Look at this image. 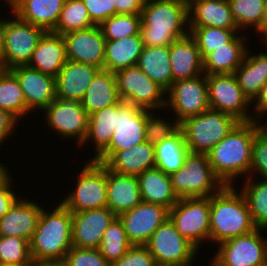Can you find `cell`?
I'll return each mask as SVG.
<instances>
[{"instance_id": "1", "label": "cell", "mask_w": 267, "mask_h": 266, "mask_svg": "<svg viewBox=\"0 0 267 266\" xmlns=\"http://www.w3.org/2000/svg\"><path fill=\"white\" fill-rule=\"evenodd\" d=\"M188 15V2L185 0H145L140 15L143 45L169 46L188 36L183 29L189 24Z\"/></svg>"}, {"instance_id": "2", "label": "cell", "mask_w": 267, "mask_h": 266, "mask_svg": "<svg viewBox=\"0 0 267 266\" xmlns=\"http://www.w3.org/2000/svg\"><path fill=\"white\" fill-rule=\"evenodd\" d=\"M259 132L257 122H239L207 154L216 177L223 185H232L231 181L239 174L250 173L252 145Z\"/></svg>"}, {"instance_id": "3", "label": "cell", "mask_w": 267, "mask_h": 266, "mask_svg": "<svg viewBox=\"0 0 267 266\" xmlns=\"http://www.w3.org/2000/svg\"><path fill=\"white\" fill-rule=\"evenodd\" d=\"M215 191L210 196V241L222 243L257 229L242 192L231 185Z\"/></svg>"}, {"instance_id": "4", "label": "cell", "mask_w": 267, "mask_h": 266, "mask_svg": "<svg viewBox=\"0 0 267 266\" xmlns=\"http://www.w3.org/2000/svg\"><path fill=\"white\" fill-rule=\"evenodd\" d=\"M72 246V213L62 203L51 214L42 209L30 240L32 261L65 259Z\"/></svg>"}, {"instance_id": "5", "label": "cell", "mask_w": 267, "mask_h": 266, "mask_svg": "<svg viewBox=\"0 0 267 266\" xmlns=\"http://www.w3.org/2000/svg\"><path fill=\"white\" fill-rule=\"evenodd\" d=\"M238 123L224 112L209 109L182 121L180 129L190 152L208 154Z\"/></svg>"}, {"instance_id": "6", "label": "cell", "mask_w": 267, "mask_h": 266, "mask_svg": "<svg viewBox=\"0 0 267 266\" xmlns=\"http://www.w3.org/2000/svg\"><path fill=\"white\" fill-rule=\"evenodd\" d=\"M170 179L178 198L210 197L216 193L213 188L220 190L224 186L214 174L208 155L193 152H189L184 165Z\"/></svg>"}, {"instance_id": "7", "label": "cell", "mask_w": 267, "mask_h": 266, "mask_svg": "<svg viewBox=\"0 0 267 266\" xmlns=\"http://www.w3.org/2000/svg\"><path fill=\"white\" fill-rule=\"evenodd\" d=\"M61 203L71 213L107 207V167L91 160L82 169L75 191Z\"/></svg>"}, {"instance_id": "8", "label": "cell", "mask_w": 267, "mask_h": 266, "mask_svg": "<svg viewBox=\"0 0 267 266\" xmlns=\"http://www.w3.org/2000/svg\"><path fill=\"white\" fill-rule=\"evenodd\" d=\"M145 246L153 255L157 266H191L198 250L177 231L170 218L159 226Z\"/></svg>"}, {"instance_id": "9", "label": "cell", "mask_w": 267, "mask_h": 266, "mask_svg": "<svg viewBox=\"0 0 267 266\" xmlns=\"http://www.w3.org/2000/svg\"><path fill=\"white\" fill-rule=\"evenodd\" d=\"M177 231L199 248L203 239L210 240V197H183L169 210Z\"/></svg>"}, {"instance_id": "10", "label": "cell", "mask_w": 267, "mask_h": 266, "mask_svg": "<svg viewBox=\"0 0 267 266\" xmlns=\"http://www.w3.org/2000/svg\"><path fill=\"white\" fill-rule=\"evenodd\" d=\"M115 127L109 146L94 161L105 164L117 151L146 141V109L121 101Z\"/></svg>"}, {"instance_id": "11", "label": "cell", "mask_w": 267, "mask_h": 266, "mask_svg": "<svg viewBox=\"0 0 267 266\" xmlns=\"http://www.w3.org/2000/svg\"><path fill=\"white\" fill-rule=\"evenodd\" d=\"M120 99L139 108L153 110L166 107V91L148 77L137 65L115 73Z\"/></svg>"}, {"instance_id": "12", "label": "cell", "mask_w": 267, "mask_h": 266, "mask_svg": "<svg viewBox=\"0 0 267 266\" xmlns=\"http://www.w3.org/2000/svg\"><path fill=\"white\" fill-rule=\"evenodd\" d=\"M6 22L4 47L0 57V69L27 65L43 34V28L23 21L17 15Z\"/></svg>"}, {"instance_id": "13", "label": "cell", "mask_w": 267, "mask_h": 266, "mask_svg": "<svg viewBox=\"0 0 267 266\" xmlns=\"http://www.w3.org/2000/svg\"><path fill=\"white\" fill-rule=\"evenodd\" d=\"M210 109L224 112L238 122H254L247 115L250 100L243 94L234 74L206 75Z\"/></svg>"}, {"instance_id": "14", "label": "cell", "mask_w": 267, "mask_h": 266, "mask_svg": "<svg viewBox=\"0 0 267 266\" xmlns=\"http://www.w3.org/2000/svg\"><path fill=\"white\" fill-rule=\"evenodd\" d=\"M261 228L220 243L214 260L220 266H259L267 261V238Z\"/></svg>"}, {"instance_id": "15", "label": "cell", "mask_w": 267, "mask_h": 266, "mask_svg": "<svg viewBox=\"0 0 267 266\" xmlns=\"http://www.w3.org/2000/svg\"><path fill=\"white\" fill-rule=\"evenodd\" d=\"M200 76L174 82L166 91V107L173 108L179 123L210 109L206 75Z\"/></svg>"}, {"instance_id": "16", "label": "cell", "mask_w": 267, "mask_h": 266, "mask_svg": "<svg viewBox=\"0 0 267 266\" xmlns=\"http://www.w3.org/2000/svg\"><path fill=\"white\" fill-rule=\"evenodd\" d=\"M132 245H146L152 234L169 218V209L158 204L141 202L118 216Z\"/></svg>"}, {"instance_id": "17", "label": "cell", "mask_w": 267, "mask_h": 266, "mask_svg": "<svg viewBox=\"0 0 267 266\" xmlns=\"http://www.w3.org/2000/svg\"><path fill=\"white\" fill-rule=\"evenodd\" d=\"M46 121L52 129L65 137H77L81 145L88 132L89 114L81 102L56 98L44 109Z\"/></svg>"}, {"instance_id": "18", "label": "cell", "mask_w": 267, "mask_h": 266, "mask_svg": "<svg viewBox=\"0 0 267 266\" xmlns=\"http://www.w3.org/2000/svg\"><path fill=\"white\" fill-rule=\"evenodd\" d=\"M67 60L103 69L106 40L100 26H92L62 35Z\"/></svg>"}, {"instance_id": "19", "label": "cell", "mask_w": 267, "mask_h": 266, "mask_svg": "<svg viewBox=\"0 0 267 266\" xmlns=\"http://www.w3.org/2000/svg\"><path fill=\"white\" fill-rule=\"evenodd\" d=\"M116 217L108 207L72 213L73 247L98 249L105 230Z\"/></svg>"}, {"instance_id": "20", "label": "cell", "mask_w": 267, "mask_h": 266, "mask_svg": "<svg viewBox=\"0 0 267 266\" xmlns=\"http://www.w3.org/2000/svg\"><path fill=\"white\" fill-rule=\"evenodd\" d=\"M9 70L19 81L29 111L37 107L44 110L56 99L55 77L27 65H18Z\"/></svg>"}, {"instance_id": "21", "label": "cell", "mask_w": 267, "mask_h": 266, "mask_svg": "<svg viewBox=\"0 0 267 266\" xmlns=\"http://www.w3.org/2000/svg\"><path fill=\"white\" fill-rule=\"evenodd\" d=\"M99 70L89 64L67 60L55 77L56 98L81 102Z\"/></svg>"}, {"instance_id": "22", "label": "cell", "mask_w": 267, "mask_h": 266, "mask_svg": "<svg viewBox=\"0 0 267 266\" xmlns=\"http://www.w3.org/2000/svg\"><path fill=\"white\" fill-rule=\"evenodd\" d=\"M42 209L33 201L17 199L0 219V236H17L30 242Z\"/></svg>"}, {"instance_id": "23", "label": "cell", "mask_w": 267, "mask_h": 266, "mask_svg": "<svg viewBox=\"0 0 267 266\" xmlns=\"http://www.w3.org/2000/svg\"><path fill=\"white\" fill-rule=\"evenodd\" d=\"M141 202L137 176L119 174L107 168V207L118 217Z\"/></svg>"}, {"instance_id": "24", "label": "cell", "mask_w": 267, "mask_h": 266, "mask_svg": "<svg viewBox=\"0 0 267 266\" xmlns=\"http://www.w3.org/2000/svg\"><path fill=\"white\" fill-rule=\"evenodd\" d=\"M14 15L46 32L57 25L65 0H6Z\"/></svg>"}, {"instance_id": "25", "label": "cell", "mask_w": 267, "mask_h": 266, "mask_svg": "<svg viewBox=\"0 0 267 266\" xmlns=\"http://www.w3.org/2000/svg\"><path fill=\"white\" fill-rule=\"evenodd\" d=\"M188 12L189 27L238 29L228 0H190Z\"/></svg>"}, {"instance_id": "26", "label": "cell", "mask_w": 267, "mask_h": 266, "mask_svg": "<svg viewBox=\"0 0 267 266\" xmlns=\"http://www.w3.org/2000/svg\"><path fill=\"white\" fill-rule=\"evenodd\" d=\"M66 61L65 42L62 35L47 31L40 38L27 66L56 77Z\"/></svg>"}, {"instance_id": "27", "label": "cell", "mask_w": 267, "mask_h": 266, "mask_svg": "<svg viewBox=\"0 0 267 266\" xmlns=\"http://www.w3.org/2000/svg\"><path fill=\"white\" fill-rule=\"evenodd\" d=\"M169 57L173 83L204 73L200 51L190 34L169 45Z\"/></svg>"}, {"instance_id": "28", "label": "cell", "mask_w": 267, "mask_h": 266, "mask_svg": "<svg viewBox=\"0 0 267 266\" xmlns=\"http://www.w3.org/2000/svg\"><path fill=\"white\" fill-rule=\"evenodd\" d=\"M104 165L119 174L138 176L155 168L154 145L144 141L129 149L117 151Z\"/></svg>"}, {"instance_id": "29", "label": "cell", "mask_w": 267, "mask_h": 266, "mask_svg": "<svg viewBox=\"0 0 267 266\" xmlns=\"http://www.w3.org/2000/svg\"><path fill=\"white\" fill-rule=\"evenodd\" d=\"M121 101L115 73L101 69L87 87L81 105L90 115L105 107L119 104Z\"/></svg>"}, {"instance_id": "30", "label": "cell", "mask_w": 267, "mask_h": 266, "mask_svg": "<svg viewBox=\"0 0 267 266\" xmlns=\"http://www.w3.org/2000/svg\"><path fill=\"white\" fill-rule=\"evenodd\" d=\"M143 202L162 205L169 210L178 202L170 176L160 169L152 168L137 176Z\"/></svg>"}, {"instance_id": "31", "label": "cell", "mask_w": 267, "mask_h": 266, "mask_svg": "<svg viewBox=\"0 0 267 266\" xmlns=\"http://www.w3.org/2000/svg\"><path fill=\"white\" fill-rule=\"evenodd\" d=\"M143 48L140 33L117 40H106L103 69L116 73L135 66Z\"/></svg>"}, {"instance_id": "32", "label": "cell", "mask_w": 267, "mask_h": 266, "mask_svg": "<svg viewBox=\"0 0 267 266\" xmlns=\"http://www.w3.org/2000/svg\"><path fill=\"white\" fill-rule=\"evenodd\" d=\"M245 47L242 37L237 35L230 43L224 44V47L212 51L203 60L204 74H234L248 51Z\"/></svg>"}, {"instance_id": "33", "label": "cell", "mask_w": 267, "mask_h": 266, "mask_svg": "<svg viewBox=\"0 0 267 266\" xmlns=\"http://www.w3.org/2000/svg\"><path fill=\"white\" fill-rule=\"evenodd\" d=\"M136 65L165 91L173 84L169 46H144Z\"/></svg>"}, {"instance_id": "34", "label": "cell", "mask_w": 267, "mask_h": 266, "mask_svg": "<svg viewBox=\"0 0 267 266\" xmlns=\"http://www.w3.org/2000/svg\"><path fill=\"white\" fill-rule=\"evenodd\" d=\"M248 54L247 52L242 64L235 70L234 75L243 94L250 102H253L267 80V53H260L251 57Z\"/></svg>"}, {"instance_id": "35", "label": "cell", "mask_w": 267, "mask_h": 266, "mask_svg": "<svg viewBox=\"0 0 267 266\" xmlns=\"http://www.w3.org/2000/svg\"><path fill=\"white\" fill-rule=\"evenodd\" d=\"M154 150L155 167L169 176L184 165L186 156L190 152L181 129L155 144Z\"/></svg>"}, {"instance_id": "36", "label": "cell", "mask_w": 267, "mask_h": 266, "mask_svg": "<svg viewBox=\"0 0 267 266\" xmlns=\"http://www.w3.org/2000/svg\"><path fill=\"white\" fill-rule=\"evenodd\" d=\"M117 104L105 107L89 115L88 132L82 145L89 139L96 145L95 160L108 146L116 129Z\"/></svg>"}, {"instance_id": "37", "label": "cell", "mask_w": 267, "mask_h": 266, "mask_svg": "<svg viewBox=\"0 0 267 266\" xmlns=\"http://www.w3.org/2000/svg\"><path fill=\"white\" fill-rule=\"evenodd\" d=\"M0 108L17 121L29 113L19 81L9 69H0Z\"/></svg>"}, {"instance_id": "38", "label": "cell", "mask_w": 267, "mask_h": 266, "mask_svg": "<svg viewBox=\"0 0 267 266\" xmlns=\"http://www.w3.org/2000/svg\"><path fill=\"white\" fill-rule=\"evenodd\" d=\"M237 29H222L217 27H190V36L195 40L200 51L201 59L204 60L212 51L224 47L236 36Z\"/></svg>"}, {"instance_id": "39", "label": "cell", "mask_w": 267, "mask_h": 266, "mask_svg": "<svg viewBox=\"0 0 267 266\" xmlns=\"http://www.w3.org/2000/svg\"><path fill=\"white\" fill-rule=\"evenodd\" d=\"M132 246L124 231L122 222L116 217L105 230L98 249L101 255L112 265L124 256Z\"/></svg>"}, {"instance_id": "40", "label": "cell", "mask_w": 267, "mask_h": 266, "mask_svg": "<svg viewBox=\"0 0 267 266\" xmlns=\"http://www.w3.org/2000/svg\"><path fill=\"white\" fill-rule=\"evenodd\" d=\"M94 26L82 0H65L53 33L64 35Z\"/></svg>"}, {"instance_id": "41", "label": "cell", "mask_w": 267, "mask_h": 266, "mask_svg": "<svg viewBox=\"0 0 267 266\" xmlns=\"http://www.w3.org/2000/svg\"><path fill=\"white\" fill-rule=\"evenodd\" d=\"M245 188L242 191L252 220L257 228H267V179L260 182L252 181L251 177L247 178ZM254 182V183H253Z\"/></svg>"}, {"instance_id": "42", "label": "cell", "mask_w": 267, "mask_h": 266, "mask_svg": "<svg viewBox=\"0 0 267 266\" xmlns=\"http://www.w3.org/2000/svg\"><path fill=\"white\" fill-rule=\"evenodd\" d=\"M228 2L238 31L242 27L252 25L262 34L265 0H228Z\"/></svg>"}, {"instance_id": "43", "label": "cell", "mask_w": 267, "mask_h": 266, "mask_svg": "<svg viewBox=\"0 0 267 266\" xmlns=\"http://www.w3.org/2000/svg\"><path fill=\"white\" fill-rule=\"evenodd\" d=\"M141 16L116 14L105 20L100 28L105 40H117L140 33Z\"/></svg>"}, {"instance_id": "44", "label": "cell", "mask_w": 267, "mask_h": 266, "mask_svg": "<svg viewBox=\"0 0 267 266\" xmlns=\"http://www.w3.org/2000/svg\"><path fill=\"white\" fill-rule=\"evenodd\" d=\"M0 263L34 265L30 242L17 236H0Z\"/></svg>"}, {"instance_id": "45", "label": "cell", "mask_w": 267, "mask_h": 266, "mask_svg": "<svg viewBox=\"0 0 267 266\" xmlns=\"http://www.w3.org/2000/svg\"><path fill=\"white\" fill-rule=\"evenodd\" d=\"M146 110V141L152 145L160 143L163 139L175 134L180 129V123L176 120L174 124L167 123L155 118L152 113Z\"/></svg>"}, {"instance_id": "46", "label": "cell", "mask_w": 267, "mask_h": 266, "mask_svg": "<svg viewBox=\"0 0 267 266\" xmlns=\"http://www.w3.org/2000/svg\"><path fill=\"white\" fill-rule=\"evenodd\" d=\"M65 260L70 266H111L99 249L71 247Z\"/></svg>"}, {"instance_id": "47", "label": "cell", "mask_w": 267, "mask_h": 266, "mask_svg": "<svg viewBox=\"0 0 267 266\" xmlns=\"http://www.w3.org/2000/svg\"><path fill=\"white\" fill-rule=\"evenodd\" d=\"M111 266H157V263L145 245H133Z\"/></svg>"}, {"instance_id": "48", "label": "cell", "mask_w": 267, "mask_h": 266, "mask_svg": "<svg viewBox=\"0 0 267 266\" xmlns=\"http://www.w3.org/2000/svg\"><path fill=\"white\" fill-rule=\"evenodd\" d=\"M92 23L100 26L109 17L116 15L114 0H82Z\"/></svg>"}, {"instance_id": "49", "label": "cell", "mask_w": 267, "mask_h": 266, "mask_svg": "<svg viewBox=\"0 0 267 266\" xmlns=\"http://www.w3.org/2000/svg\"><path fill=\"white\" fill-rule=\"evenodd\" d=\"M253 170L258 171L263 179H267V139L259 132L252 145L250 172Z\"/></svg>"}, {"instance_id": "50", "label": "cell", "mask_w": 267, "mask_h": 266, "mask_svg": "<svg viewBox=\"0 0 267 266\" xmlns=\"http://www.w3.org/2000/svg\"><path fill=\"white\" fill-rule=\"evenodd\" d=\"M11 178L8 175L0 182V219L9 211L11 206L16 202L17 196L10 188Z\"/></svg>"}, {"instance_id": "51", "label": "cell", "mask_w": 267, "mask_h": 266, "mask_svg": "<svg viewBox=\"0 0 267 266\" xmlns=\"http://www.w3.org/2000/svg\"><path fill=\"white\" fill-rule=\"evenodd\" d=\"M145 0H114L116 14L141 15Z\"/></svg>"}, {"instance_id": "52", "label": "cell", "mask_w": 267, "mask_h": 266, "mask_svg": "<svg viewBox=\"0 0 267 266\" xmlns=\"http://www.w3.org/2000/svg\"><path fill=\"white\" fill-rule=\"evenodd\" d=\"M16 123L17 120L11 114L0 108V145L14 130Z\"/></svg>"}, {"instance_id": "53", "label": "cell", "mask_w": 267, "mask_h": 266, "mask_svg": "<svg viewBox=\"0 0 267 266\" xmlns=\"http://www.w3.org/2000/svg\"><path fill=\"white\" fill-rule=\"evenodd\" d=\"M254 100L257 102L255 103L257 113L259 112L260 115L262 114L261 112L265 113L267 111V80L262 85L259 94Z\"/></svg>"}, {"instance_id": "54", "label": "cell", "mask_w": 267, "mask_h": 266, "mask_svg": "<svg viewBox=\"0 0 267 266\" xmlns=\"http://www.w3.org/2000/svg\"><path fill=\"white\" fill-rule=\"evenodd\" d=\"M34 266H70L65 259L42 260L34 262Z\"/></svg>"}, {"instance_id": "55", "label": "cell", "mask_w": 267, "mask_h": 266, "mask_svg": "<svg viewBox=\"0 0 267 266\" xmlns=\"http://www.w3.org/2000/svg\"><path fill=\"white\" fill-rule=\"evenodd\" d=\"M6 20L0 19V57L2 55V50L4 47V37H5V29H6Z\"/></svg>"}, {"instance_id": "56", "label": "cell", "mask_w": 267, "mask_h": 266, "mask_svg": "<svg viewBox=\"0 0 267 266\" xmlns=\"http://www.w3.org/2000/svg\"><path fill=\"white\" fill-rule=\"evenodd\" d=\"M262 34L267 35V0L264 2V16L262 21Z\"/></svg>"}, {"instance_id": "57", "label": "cell", "mask_w": 267, "mask_h": 266, "mask_svg": "<svg viewBox=\"0 0 267 266\" xmlns=\"http://www.w3.org/2000/svg\"><path fill=\"white\" fill-rule=\"evenodd\" d=\"M3 165L0 164V182H2L9 174L8 171H6L7 167H2Z\"/></svg>"}, {"instance_id": "58", "label": "cell", "mask_w": 267, "mask_h": 266, "mask_svg": "<svg viewBox=\"0 0 267 266\" xmlns=\"http://www.w3.org/2000/svg\"><path fill=\"white\" fill-rule=\"evenodd\" d=\"M256 122H257L259 133L267 139V124H266V126L263 127L262 125L260 126V123H258V121H256Z\"/></svg>"}, {"instance_id": "59", "label": "cell", "mask_w": 267, "mask_h": 266, "mask_svg": "<svg viewBox=\"0 0 267 266\" xmlns=\"http://www.w3.org/2000/svg\"><path fill=\"white\" fill-rule=\"evenodd\" d=\"M0 266H34V265H21V264H4V263H0Z\"/></svg>"}, {"instance_id": "60", "label": "cell", "mask_w": 267, "mask_h": 266, "mask_svg": "<svg viewBox=\"0 0 267 266\" xmlns=\"http://www.w3.org/2000/svg\"><path fill=\"white\" fill-rule=\"evenodd\" d=\"M210 266H220V265L213 259L212 264Z\"/></svg>"}, {"instance_id": "61", "label": "cell", "mask_w": 267, "mask_h": 266, "mask_svg": "<svg viewBox=\"0 0 267 266\" xmlns=\"http://www.w3.org/2000/svg\"><path fill=\"white\" fill-rule=\"evenodd\" d=\"M259 266H267V261Z\"/></svg>"}]
</instances>
